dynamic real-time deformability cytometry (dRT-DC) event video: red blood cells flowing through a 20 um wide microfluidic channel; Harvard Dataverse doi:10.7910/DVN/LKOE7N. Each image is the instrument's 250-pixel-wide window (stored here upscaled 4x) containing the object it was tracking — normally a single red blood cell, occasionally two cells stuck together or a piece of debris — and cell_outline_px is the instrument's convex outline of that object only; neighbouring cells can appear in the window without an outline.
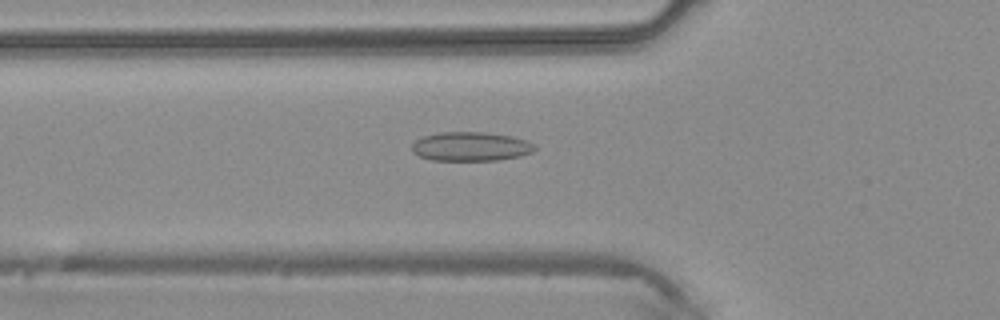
{"species": "common noctule bat (a hibernating species)", "species_latin": "Nyctalus noctula", "temperature_condition": "warm", "stored_images_in_passage": 30, "camera_frame_rate_fps": 3000, "um_per_image_px": 0.085, "animal": {"sex": "male", "body_mass_g": 20.4}, "frame": {"image": 1, "passage_image": 2, "time_ms": 0.333, "image_size_px": [1000, 320], "cell_outline_px": [[536, 148], [532, 152], [520, 156], [496, 160], [432, 160], [420, 156], [412, 152], [412, 144], [416, 140], [424, 136], [440, 132], [480, 132], [512, 136], [536, 144]], "centroid_in_image_um": [40.01, 12.45], "position_along_channel_um": 85.8, "area_um2": 20.69}}
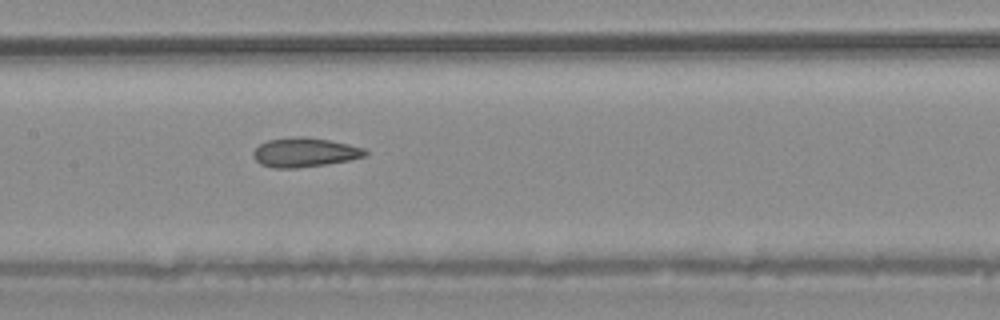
{"frame": {"image": 2, "passage_image": 8, "time_ms": 2.333, "image_size_px": [1000, 320], "cell_outline_px": [[368, 152], [364, 156], [348, 160], [328, 164], [296, 168], [272, 168], [260, 164], [256, 160], [252, 152], [260, 144], [268, 140], [300, 136], [328, 140], [348, 144], [364, 148]], "centroid_in_image_um": [25.88, 12.96], "position_along_channel_um": 181.5, "area_um2": 18.9}}
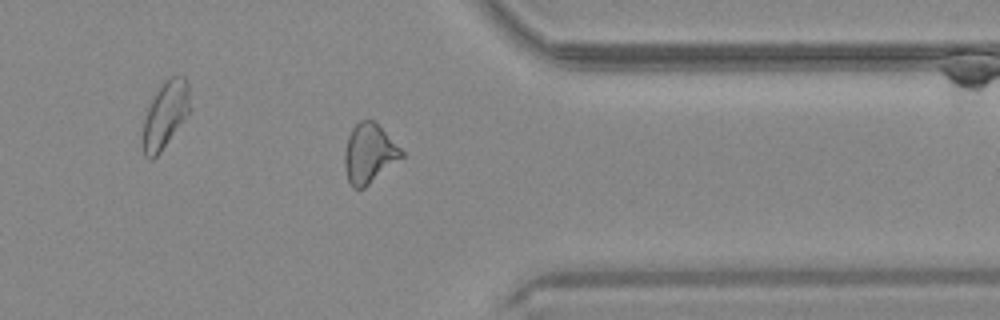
{"frame": {"image": 3, "passage_image": 21, "time_ms": 6.667, "image_size_px": [1000, 320], "cell_outline_px": [[404, 156], [364, 188], [352, 188], [348, 180], [344, 164], [344, 152], [348, 136], [352, 128], [360, 120], [372, 120], [404, 152]], "centroid_in_image_um": [31.35, 13.07], "position_along_channel_um": 380.1, "area_um2": 19.31}}